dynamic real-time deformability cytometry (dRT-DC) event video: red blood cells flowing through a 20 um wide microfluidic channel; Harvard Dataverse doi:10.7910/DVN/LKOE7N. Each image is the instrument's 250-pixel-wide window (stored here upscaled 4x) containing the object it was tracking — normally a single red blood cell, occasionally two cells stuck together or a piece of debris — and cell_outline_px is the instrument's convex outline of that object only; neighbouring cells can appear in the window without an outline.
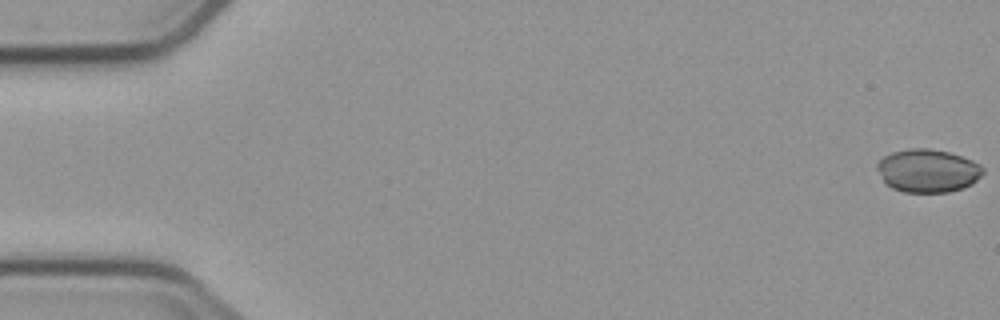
{"species": "common noctule bat (a hibernating species)", "species_latin": "Nyctalus noctula", "temperature_condition": "cold", "stored_images_in_passage": 7, "camera_frame_rate_fps": 3000, "um_per_image_px": 0.085, "animal": {"sex": "male", "body_mass_g": 23.1, "forearm_length_mm": 52.7}, "frame": {"image": 1, "passage_image": 1, "time_ms": 0.0, "image_size_px": [1000, 320], "cell_outline_px": [[984, 172], [972, 184], [964, 188], [948, 192], [904, 192], [892, 188], [884, 184], [876, 168], [876, 164], [884, 156], [892, 152], [908, 148], [928, 148], [948, 152], [972, 160], [980, 164], [984, 168]], "centroid_in_image_um": [78.84, 14.51], "position_along_channel_um": 6.2, "area_um2": 26.82}}
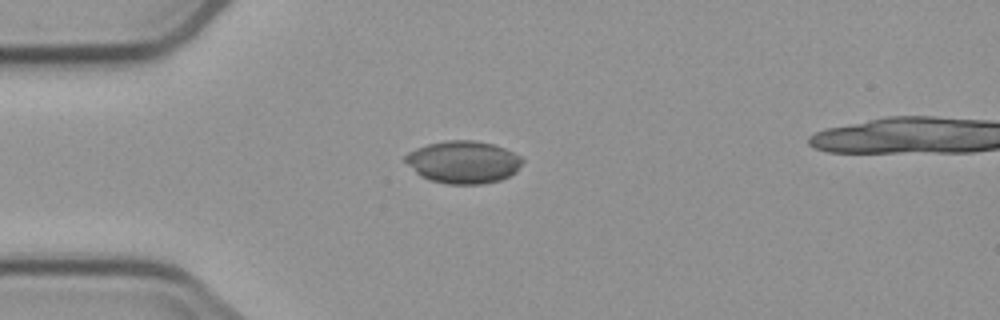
{"frame": {"image": 2, "passage_image": 5, "time_ms": 4.667, "image_size_px": [1000, 320], "cell_outline_px": [[524, 160], [516, 172], [500, 180], [480, 184], [448, 184], [428, 180], [420, 176], [404, 160], [404, 156], [408, 152], [416, 148], [428, 144], [444, 140], [476, 140], [492, 144], [504, 148], [520, 156]], "centroid_in_image_um": [39.36, 13.77], "position_along_channel_um": 45.6, "area_um2": 29.02}}
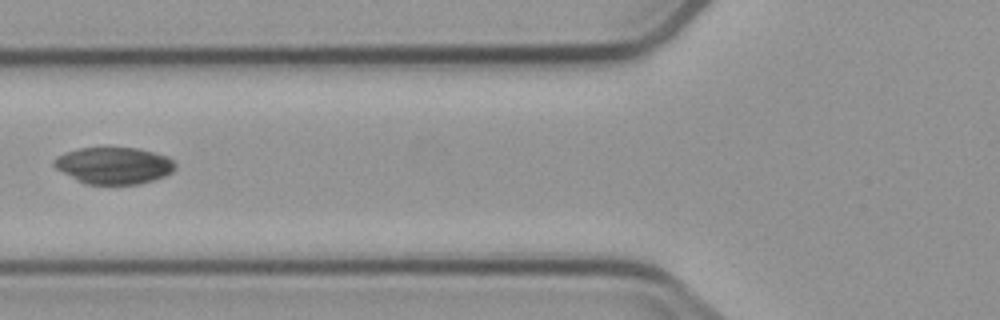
{"frame": {"image": 3, "passage_image": 7, "time_ms": 7.0, "image_size_px": [1000, 320], "cell_outline_px": [[176, 168], [172, 172], [164, 176], [140, 184], [84, 184], [76, 180], [56, 168], [52, 164], [52, 160], [56, 156], [80, 148], [136, 148], [168, 156], [176, 164]], "centroid_in_image_um": [9.67, 14.08], "position_along_channel_um": 116.1, "area_um2": 25.89}}